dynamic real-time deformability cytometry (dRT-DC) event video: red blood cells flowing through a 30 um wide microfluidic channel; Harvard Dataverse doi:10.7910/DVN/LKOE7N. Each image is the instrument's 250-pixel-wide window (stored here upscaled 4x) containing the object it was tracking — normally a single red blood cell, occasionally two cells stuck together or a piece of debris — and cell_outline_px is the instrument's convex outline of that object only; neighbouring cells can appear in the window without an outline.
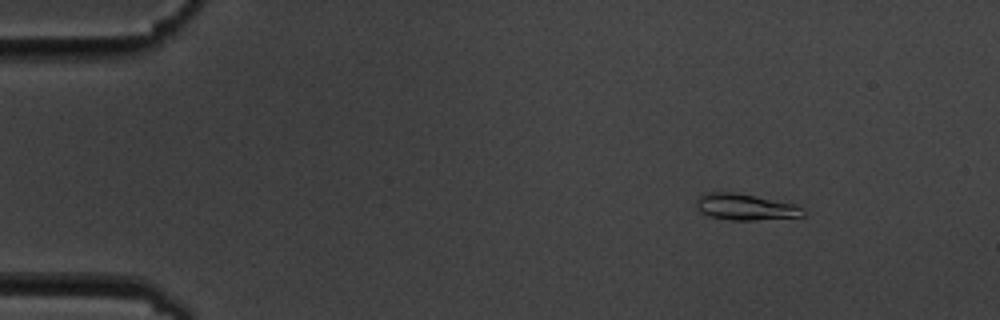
{"species": "common noctule bat (a hibernating species)", "species_latin": "Nyctalus noctula", "temperature_condition": "cold", "stored_images_in_passage": 5, "camera_frame_rate_fps": 3000, "um_per_image_px": 0.085, "animal": {"sex": "male", "body_mass_g": 19.5, "forearm_length_mm": 54.6}, "frame": {"image": 1, "passage_image": 3, "time_ms": 2.333, "image_size_px": [1000, 320], "cell_outline_px": [[808, 212], [804, 216], [756, 220], [732, 220], [712, 216], [700, 212], [696, 208], [696, 200], [704, 192], [732, 192], [796, 204], [804, 208]], "centroid_in_image_um": [63.39, 17.59], "position_along_channel_um": 21.6, "area_um2": 16.36}}